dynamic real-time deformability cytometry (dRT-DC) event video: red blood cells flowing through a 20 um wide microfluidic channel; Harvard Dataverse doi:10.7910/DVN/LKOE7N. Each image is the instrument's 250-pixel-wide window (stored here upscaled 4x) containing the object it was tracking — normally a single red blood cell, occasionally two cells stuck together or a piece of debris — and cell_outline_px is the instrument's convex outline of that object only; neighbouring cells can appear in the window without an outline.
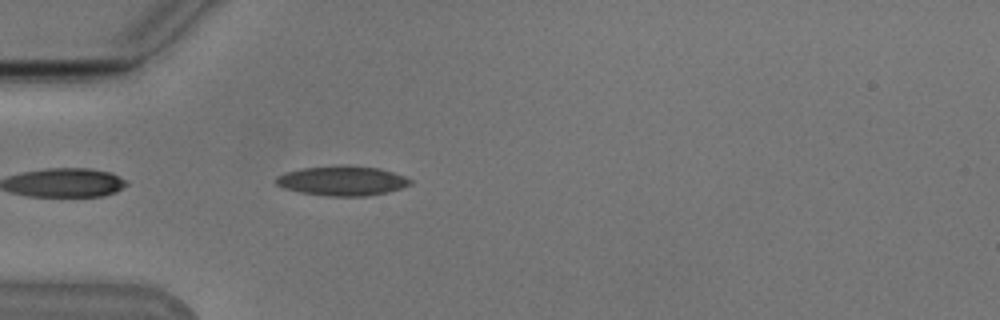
{"species": "Egyptian fruit bat (a non-hibernating species)", "species_latin": "Rousettus aegyptiacus", "temperature_condition": "cold", "stored_images_in_passage": 24, "camera_frame_rate_fps": 3000, "um_per_image_px": 0.085, "animal": {"sex": "male"}, "frame": {"image": 1, "passage_image": 3, "time_ms": 0.667, "image_size_px": [1000, 320], "cell_outline_px": [[412, 184], [388, 192], [364, 196], [332, 196], [300, 192], [284, 188], [276, 184], [276, 176], [284, 172], [300, 168], [336, 164], [344, 164], [376, 168], [392, 172], [404, 176], [412, 180]], "centroid_in_image_um": [29.06, 15.34], "position_along_channel_um": 55.9, "area_um2": 23.35}}
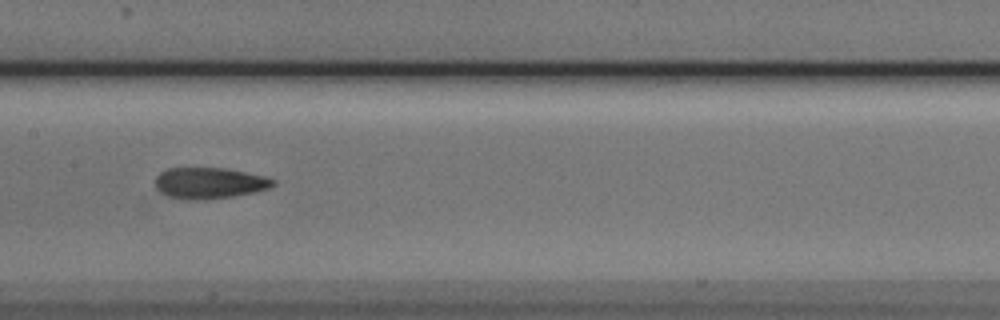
{"frame": {"image": 2, "passage_image": 14, "time_ms": 4.333, "image_size_px": [1000, 320], "cell_outline_px": [[276, 184], [268, 188], [252, 192], [232, 196], [204, 200], [196, 200], [168, 196], [160, 192], [156, 188], [156, 176], [160, 172], [168, 168], [228, 168], [264, 176], [276, 180]], "centroid_in_image_um": [17.8, 15.55], "position_along_channel_um": 189.6, "area_um2": 21.27}}
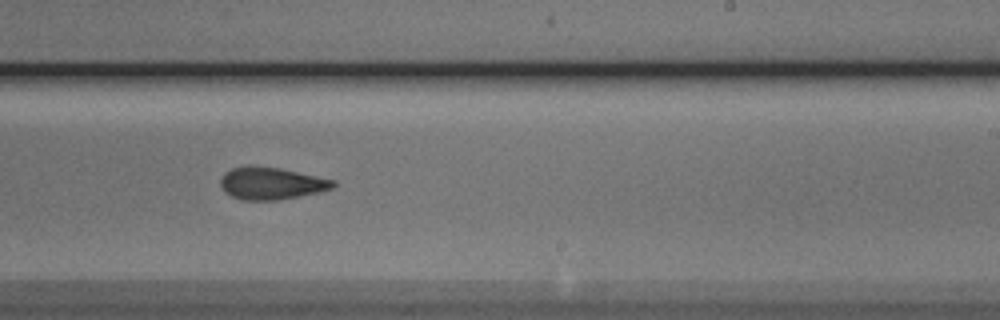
{"frame": {"image": 3, "passage_image": 20, "time_ms": 6.333, "image_size_px": [1000, 320], "cell_outline_px": [[336, 184], [332, 188], [320, 192], [280, 200], [240, 200], [224, 192], [220, 184], [220, 180], [224, 172], [232, 168], [280, 168], [336, 180]], "centroid_in_image_um": [23.09, 15.62], "position_along_channel_um": 265.9, "area_um2": 20.81}}